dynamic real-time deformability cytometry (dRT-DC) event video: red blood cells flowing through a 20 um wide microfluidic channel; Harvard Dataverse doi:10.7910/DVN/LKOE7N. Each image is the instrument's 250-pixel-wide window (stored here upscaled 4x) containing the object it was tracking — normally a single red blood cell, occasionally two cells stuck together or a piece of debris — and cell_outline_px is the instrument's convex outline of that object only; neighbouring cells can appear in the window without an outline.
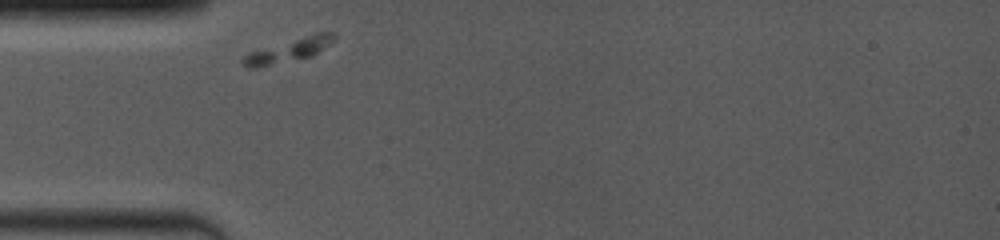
{"species": "common noctule bat (a hibernating species)", "species_latin": "Nyctalus noctula", "temperature_condition": "room temperature", "stored_images_in_passage": 14, "camera_frame_rate_fps": 4000, "um_per_image_px": 0.085, "animal": {"sex": "female", "body_mass_g": 19.0, "forearm_length_mm": 53.3}, "frame": {"image": 1, "passage_image": 1, "time_ms": 0.0, "image_size_px": [1000, 240], "cell_outline_px": [[336, 36], [332, 40], [312, 56], [256, 68], [248, 68], [240, 60], [248, 52], [316, 32], [332, 32]], "centroid_in_image_um": [24.48, 4.27], "position_along_channel_um": 60.5, "area_um2": 12.2}}
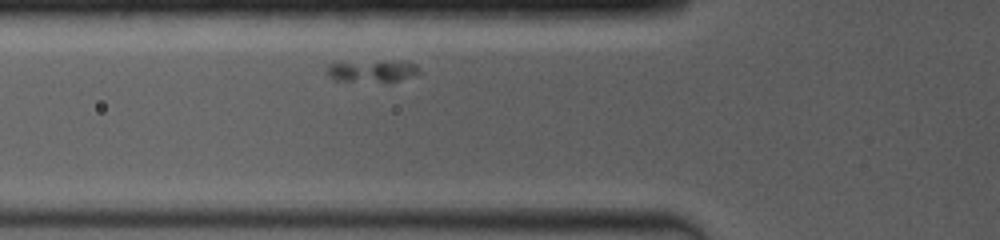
{"frame": {"image": 2, "passage_image": 4, "time_ms": 1.0, "image_size_px": [1000, 240], "cell_outline_px": [[420, 72], [396, 80], [332, 80], [324, 72], [328, 64], [404, 60], [416, 64]], "centroid_in_image_um": [31.59, 6.0], "position_along_channel_um": 94.2, "area_um2": 11.21}}
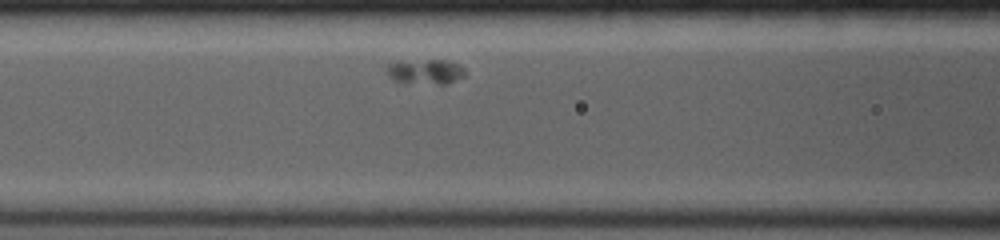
{"frame": {"image": 3, "passage_image": 7, "time_ms": 2.0, "image_size_px": [1000, 240], "cell_outline_px": [[464, 76], [448, 84], [440, 84], [392, 80], [388, 76], [384, 68], [388, 64], [428, 60], [448, 60], [460, 64], [464, 68]], "centroid_in_image_um": [36.21, 6.09], "position_along_channel_um": 130.4, "area_um2": 11.1}}